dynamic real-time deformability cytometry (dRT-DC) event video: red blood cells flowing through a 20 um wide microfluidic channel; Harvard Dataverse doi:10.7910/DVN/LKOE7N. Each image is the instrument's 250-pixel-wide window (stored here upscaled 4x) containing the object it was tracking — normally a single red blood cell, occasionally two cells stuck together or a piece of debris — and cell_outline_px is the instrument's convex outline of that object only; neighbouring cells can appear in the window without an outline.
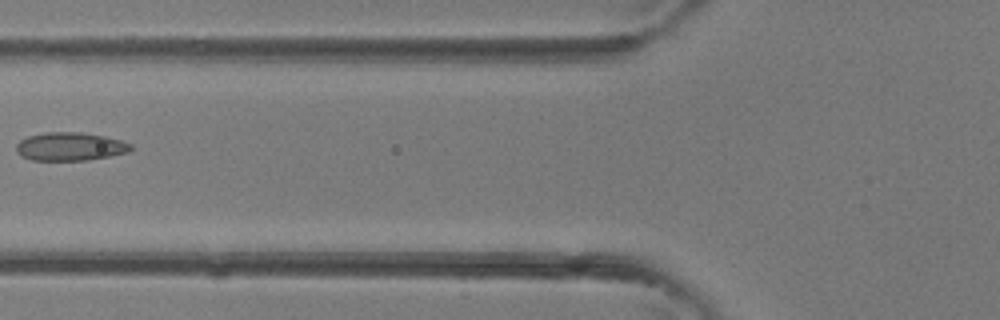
{"species": "common noctule bat (a hibernating species)", "species_latin": "Nyctalus noctula", "temperature_condition": "room temperature", "stored_images_in_passage": 2, "camera_frame_rate_fps": 3000, "um_per_image_px": 0.085, "animal": {"sex": "female"}, "frame": {"image": 1, "passage_image": 2, "time_ms": 0.333, "image_size_px": [1000, 320], "cell_outline_px": [[132, 148], [128, 152], [88, 160], [32, 160], [20, 156], [16, 152], [16, 144], [20, 140], [28, 136], [44, 132], [80, 132], [104, 136], [120, 140], [132, 144]], "centroid_in_image_um": [5.92, 12.45], "position_along_channel_um": 119.9, "area_um2": 18.9}}